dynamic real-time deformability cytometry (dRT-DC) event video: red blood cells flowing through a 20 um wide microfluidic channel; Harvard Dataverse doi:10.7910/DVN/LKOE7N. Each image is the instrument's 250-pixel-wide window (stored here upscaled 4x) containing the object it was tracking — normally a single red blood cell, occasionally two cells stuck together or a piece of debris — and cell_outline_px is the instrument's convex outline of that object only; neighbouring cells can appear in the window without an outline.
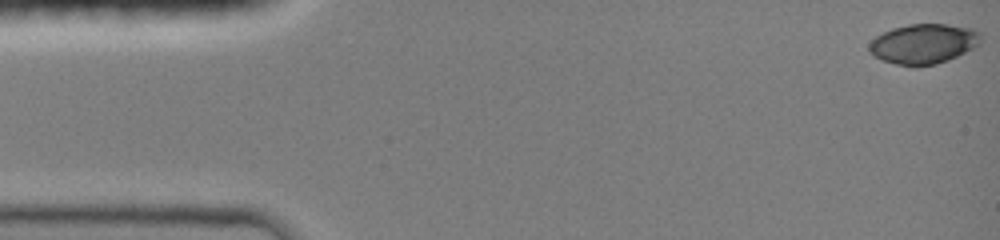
{"species": "common noctule bat (a hibernating species)", "species_latin": "Nyctalus noctula", "temperature_condition": "room temperature", "stored_images_in_passage": 22, "camera_frame_rate_fps": 3000, "um_per_image_px": 0.085, "animal": {"sex": "female", "body_mass_g": 19.0, "forearm_length_mm": 51.5}, "frame": {"image": 1, "passage_image": 1, "time_ms": 0.0, "image_size_px": [1000, 240], "cell_outline_px": [[980, 44], [956, 56], [936, 64], [916, 68], [912, 68], [896, 64], [872, 56], [868, 52], [868, 44], [876, 36], [892, 28], [908, 24], [948, 24], [972, 28], [980, 32]], "centroid_in_image_um": [78.46, 3.74], "position_along_channel_um": 6.5, "area_um2": 26.24}}
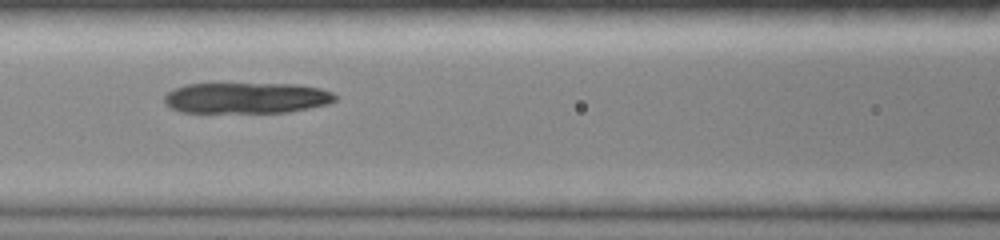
{"frame": {"image": 2, "passage_image": 13, "time_ms": 6.333, "image_size_px": [1000, 240], "cell_outline_px": [[336, 100], [328, 104], [288, 112], [180, 112], [164, 104], [164, 96], [168, 92], [184, 84], [296, 84], [320, 88], [332, 92], [336, 96]], "centroid_in_image_um": [20.94, 8.32], "position_along_channel_um": 145.7, "area_um2": 30.69}}
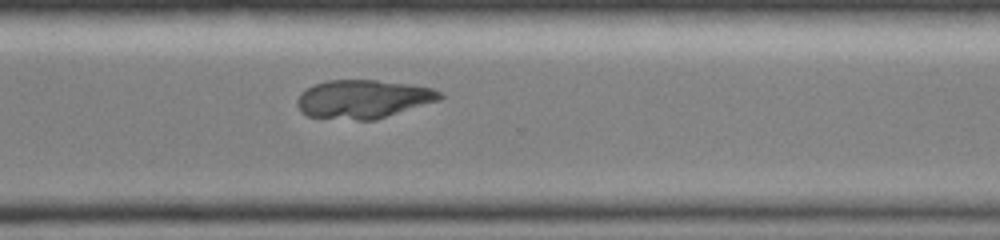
{"frame": {"image": 3, "passage_image": 22, "time_ms": 11.0, "image_size_px": [1000, 240], "cell_outline_px": [[444, 96], [440, 100], [376, 120], [356, 120], [308, 116], [300, 112], [296, 104], [296, 100], [300, 92], [312, 84], [328, 80], [376, 80], [412, 84], [432, 88], [440, 92]], "centroid_in_image_um": [30.85, 8.42], "position_along_channel_um": 339.8, "area_um2": 32.37}}